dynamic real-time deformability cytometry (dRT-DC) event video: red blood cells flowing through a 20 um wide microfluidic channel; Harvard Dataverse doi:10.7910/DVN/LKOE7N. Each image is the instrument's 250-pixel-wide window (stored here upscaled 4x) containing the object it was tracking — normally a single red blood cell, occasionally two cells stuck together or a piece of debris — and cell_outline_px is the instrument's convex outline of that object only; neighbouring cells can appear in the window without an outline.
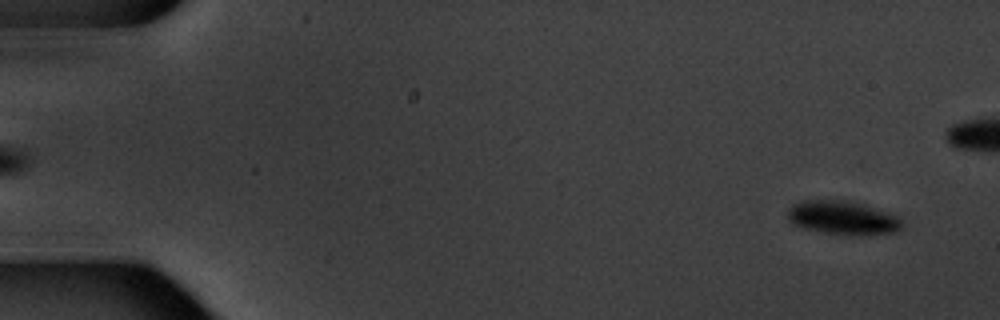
{"species": "common noctule bat (a hibernating species)", "species_latin": "Nyctalus noctula", "temperature_condition": "warm", "stored_images_in_passage": 5, "segment_of_instrument_passage": [2, 2], "camera_frame_rate_fps": 3000, "um_per_image_px": 0.085, "animal": {"sex": "male", "body_mass_g": 20.1, "forearm_length_mm": 53.5}, "frame": {"image": 1, "passage_image": 5, "time_ms": 4.667, "image_size_px": [1000, 320], "cell_outline_px": [[900, 228], [896, 232], [852, 236], [848, 236], [824, 232], [804, 228], [792, 224], [788, 220], [788, 208], [792, 204], [804, 200], [852, 200], [864, 204], [896, 216], [900, 220]], "centroid_in_image_um": [71.57, 18.51], "position_along_channel_um": 13.4, "area_um2": 22.48}}